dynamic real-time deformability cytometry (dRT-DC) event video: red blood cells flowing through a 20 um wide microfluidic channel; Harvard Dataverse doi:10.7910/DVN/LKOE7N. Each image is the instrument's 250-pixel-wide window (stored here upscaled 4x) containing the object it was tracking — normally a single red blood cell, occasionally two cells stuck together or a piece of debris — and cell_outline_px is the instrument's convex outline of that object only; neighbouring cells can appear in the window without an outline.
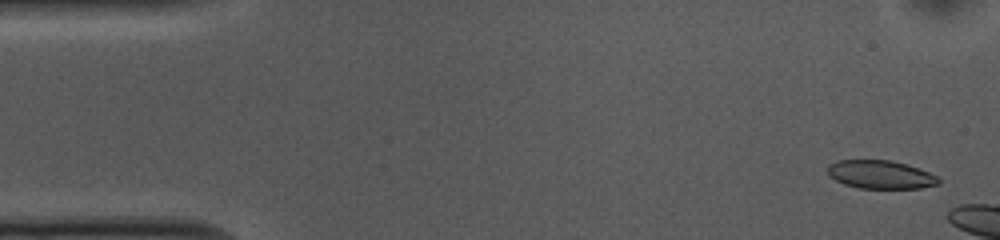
{"species": "common noctule bat (a hibernating species)", "species_latin": "Nyctalus noctula", "temperature_condition": "cold", "stored_images_in_passage": 6, "camera_frame_rate_fps": 3000, "um_per_image_px": 0.085, "animal": {"sex": "female", "body_mass_g": 10.0, "forearm_length_mm": 53.1}, "frame": {"image": 1, "passage_image": 2, "time_ms": 0.333, "image_size_px": [1000, 240], "cell_outline_px": [[940, 184], [920, 188], [860, 188], [844, 184], [828, 176], [828, 164], [836, 160], [892, 160], [908, 164], [920, 168], [936, 176], [940, 180]], "centroid_in_image_um": [74.84, 14.83], "position_along_channel_um": 10.2, "area_um2": 18.44}}